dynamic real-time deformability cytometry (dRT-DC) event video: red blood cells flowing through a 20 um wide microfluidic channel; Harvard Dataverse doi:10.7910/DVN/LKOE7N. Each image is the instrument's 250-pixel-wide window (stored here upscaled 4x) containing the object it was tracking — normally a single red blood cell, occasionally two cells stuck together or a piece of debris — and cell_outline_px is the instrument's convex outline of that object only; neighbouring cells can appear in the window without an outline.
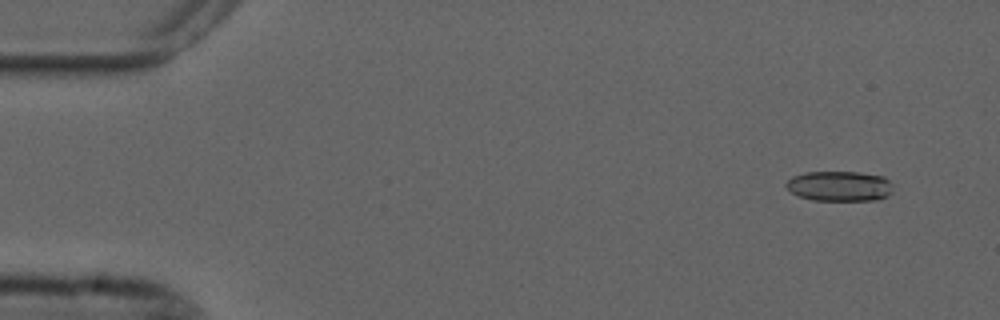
{"species": "common noctule bat (a hibernating species)", "species_latin": "Nyctalus noctula", "temperature_condition": "cold", "stored_images_in_passage": 22, "camera_frame_rate_fps": 3000, "um_per_image_px": 0.085, "animal": {"sex": "male", "forearm_length_mm": 52.5}, "frame": {"image": 1, "passage_image": 4, "time_ms": 1.0, "image_size_px": [1000, 320], "cell_outline_px": [[892, 192], [888, 196], [876, 200], [812, 200], [796, 196], [784, 184], [792, 176], [804, 172], [856, 172], [884, 176], [892, 184]], "centroid_in_image_um": [71.35, 15.82], "position_along_channel_um": 13.7, "area_um2": 18.9}}